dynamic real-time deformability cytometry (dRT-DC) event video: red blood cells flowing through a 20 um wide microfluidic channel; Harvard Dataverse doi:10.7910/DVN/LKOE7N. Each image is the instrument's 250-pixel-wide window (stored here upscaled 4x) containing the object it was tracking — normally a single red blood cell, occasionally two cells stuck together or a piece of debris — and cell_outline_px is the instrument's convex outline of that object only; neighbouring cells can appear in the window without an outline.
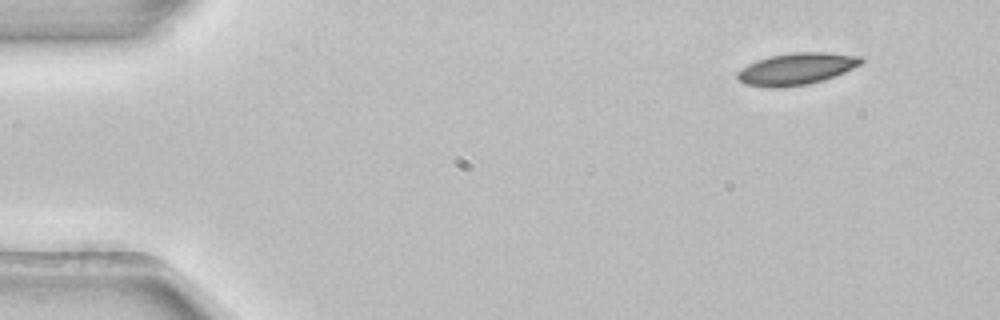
{"species": "common noctule bat (a hibernating species)", "species_latin": "Nyctalus noctula", "temperature_condition": "room temperature", "stored_images_in_passage": 4, "camera_frame_rate_fps": 3000, "um_per_image_px": 0.085, "animal": {"sex": "female", "body_mass_g": 22.7, "forearm_length_mm": 54.2}, "frame": {"image": 1, "passage_image": 1, "time_ms": 0.0, "image_size_px": [1000, 320], "cell_outline_px": [[864, 60], [860, 64], [844, 72], [808, 84], [776, 88], [768, 88], [744, 84], [736, 76], [736, 72], [748, 64], [772, 56], [792, 52], [824, 52], [860, 56]], "centroid_in_image_um": [67.66, 5.85], "position_along_channel_um": 17.3, "area_um2": 22.6}}
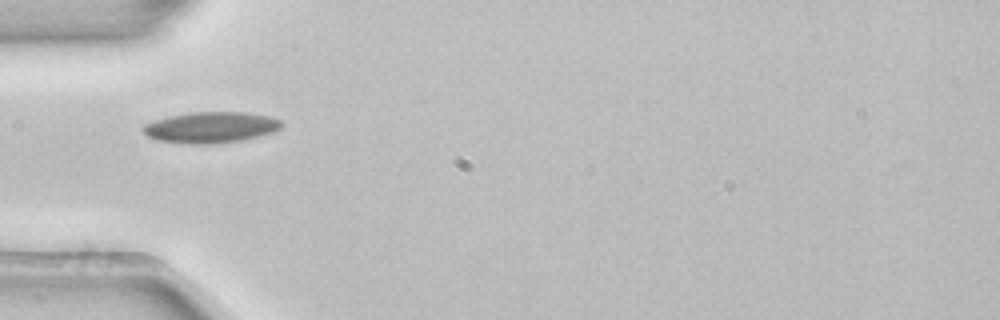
{"frame": {"image": 2, "passage_image": 4, "time_ms": 1.0, "image_size_px": [1000, 320], "cell_outline_px": [[284, 124], [280, 128], [272, 132], [260, 136], [244, 140], [212, 144], [188, 144], [156, 140], [148, 136], [140, 128], [144, 124], [168, 116], [192, 112], [248, 112], [272, 116], [280, 120]], "centroid_in_image_um": [17.94, 10.82], "position_along_channel_um": 67.1, "area_um2": 25.32}}